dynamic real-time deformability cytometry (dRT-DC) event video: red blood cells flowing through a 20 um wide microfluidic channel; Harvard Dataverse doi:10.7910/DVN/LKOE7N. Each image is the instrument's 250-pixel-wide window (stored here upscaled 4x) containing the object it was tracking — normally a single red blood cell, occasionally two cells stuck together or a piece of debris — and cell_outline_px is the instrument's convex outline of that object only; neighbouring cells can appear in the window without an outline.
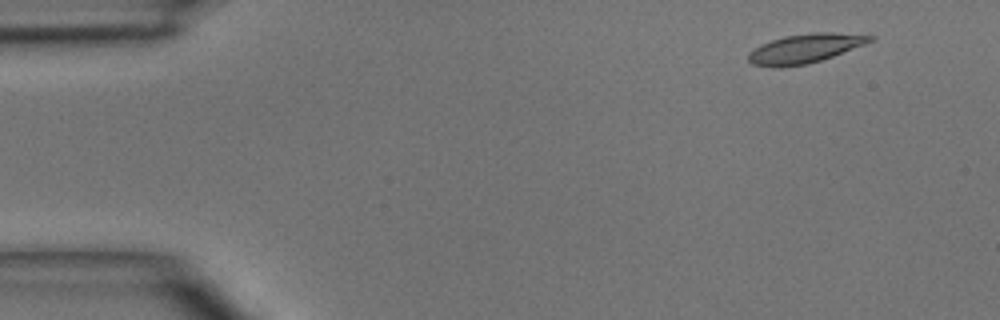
{"species": "common noctule bat (a hibernating species)", "species_latin": "Nyctalus noctula", "temperature_condition": "room temperature", "stored_images_in_passage": 7, "camera_frame_rate_fps": 3000, "um_per_image_px": 0.085, "animal": {"sex": "male", "body_mass_g": 15.6}, "frame": {"image": 1, "passage_image": 1, "time_ms": 0.0, "image_size_px": [1000, 320], "cell_outline_px": [[876, 40], [832, 56], [808, 64], [780, 68], [772, 68], [752, 64], [748, 60], [748, 52], [760, 44], [784, 36], [812, 32], [832, 32], [876, 36]], "centroid_in_image_um": [68.4, 4.13], "position_along_channel_um": 16.6, "area_um2": 20.87}}